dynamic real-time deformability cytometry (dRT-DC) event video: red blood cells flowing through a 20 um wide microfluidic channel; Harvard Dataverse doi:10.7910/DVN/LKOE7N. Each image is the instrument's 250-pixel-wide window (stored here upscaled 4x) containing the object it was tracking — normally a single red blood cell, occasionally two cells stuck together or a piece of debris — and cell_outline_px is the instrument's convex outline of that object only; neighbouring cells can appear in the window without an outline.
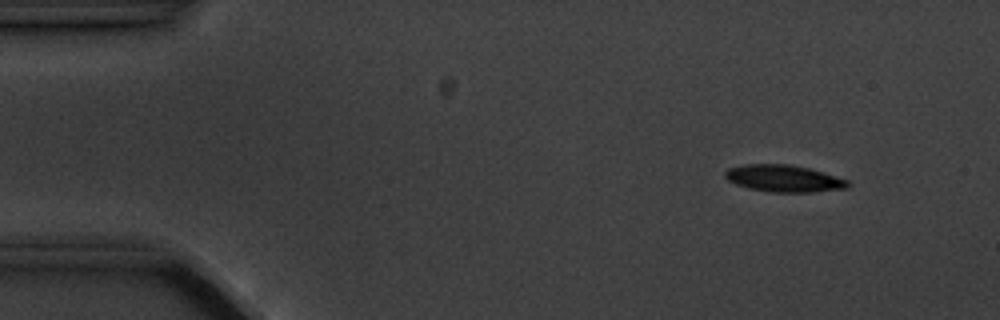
{"species": "common noctule bat (a hibernating species)", "species_latin": "Nyctalus noctula", "temperature_condition": "cold", "stored_images_in_passage": 4, "camera_frame_rate_fps": 3000, "um_per_image_px": 0.085, "animal": {"sex": "male", "body_mass_g": 20.1, "forearm_length_mm": 53.5}, "frame": {"image": 1, "passage_image": 2, "time_ms": 1.0, "image_size_px": [1000, 320], "cell_outline_px": [[848, 188], [816, 192], [772, 192], [748, 188], [736, 184], [728, 180], [724, 176], [724, 172], [728, 168], [748, 164], [788, 164], [808, 168], [848, 180]], "centroid_in_image_um": [66.6, 15.17], "position_along_channel_um": 18.4, "area_um2": 19.13}}